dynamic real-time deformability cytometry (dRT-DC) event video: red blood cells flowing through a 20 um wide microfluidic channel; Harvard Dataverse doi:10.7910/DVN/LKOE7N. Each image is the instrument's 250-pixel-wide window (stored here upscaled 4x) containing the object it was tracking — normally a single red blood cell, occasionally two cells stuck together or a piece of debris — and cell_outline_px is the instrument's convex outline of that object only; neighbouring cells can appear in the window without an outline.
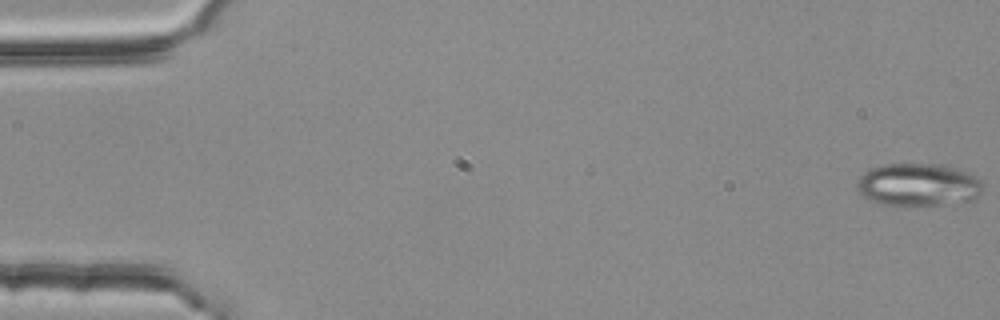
{"species": "common noctule bat (a hibernating species)", "species_latin": "Nyctalus noctula", "temperature_condition": "room temperature", "stored_images_in_passage": 55, "camera_frame_rate_fps": 3000, "um_per_image_px": 0.085, "animal": {"sex": "female", "body_mass_g": 25.1}, "frame": {"image": 1, "passage_image": 1, "time_ms": 0.0, "image_size_px": [1000, 320], "cell_outline_px": [[984, 188], [980, 196], [968, 200], [940, 204], [904, 208], [880, 204], [868, 200], [860, 192], [860, 176], [864, 172], [872, 168], [884, 164], [948, 164], [968, 172], [976, 176], [984, 184]], "centroid_in_image_um": [78.1, 15.72], "position_along_channel_um": 6.9, "area_um2": 31.91}}
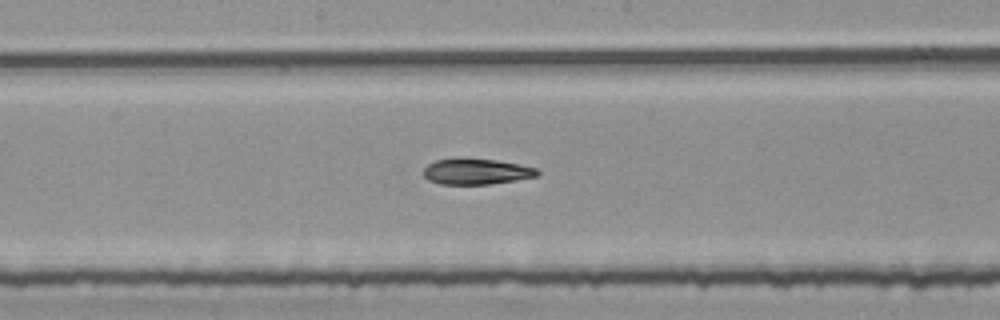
{"frame": {"image": 2, "passage_image": 29, "time_ms": 9.333, "image_size_px": [1000, 320], "cell_outline_px": [[540, 172], [536, 176], [516, 180], [488, 184], [440, 184], [428, 180], [424, 176], [424, 168], [428, 164], [436, 160], [460, 156], [496, 160], [536, 168]], "centroid_in_image_um": [40.43, 14.55], "position_along_channel_um": 207.8, "area_um2": 17.34}}
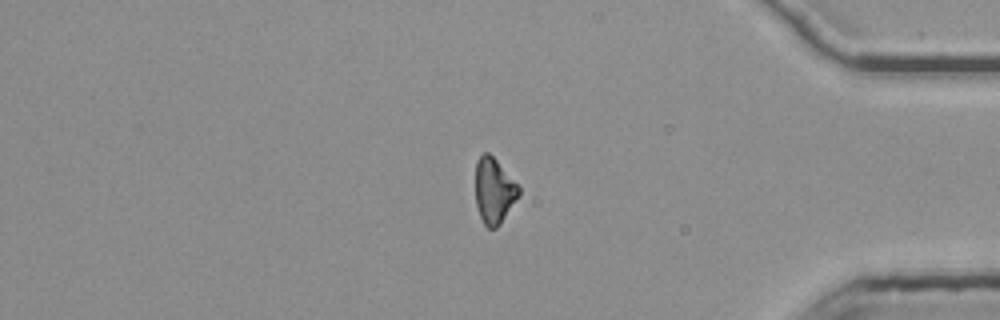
{"frame": {"image": 3, "passage_image": 46, "time_ms": 15.0, "image_size_px": [1000, 320], "cell_outline_px": [[520, 196], [500, 224], [496, 228], [488, 228], [484, 224], [480, 216], [476, 204], [476, 160], [484, 152], [488, 152], [496, 160], [520, 188]], "centroid_in_image_um": [41.99, 16.23], "position_along_channel_um": 393.2, "area_um2": 16.42}, "authors_computed_cell_mechanics": {"area_um2": 17.918, "velocity_mm_per_s": 3.8076, "shape_relaxation_time_tau1_ms": null, "shape_relaxation_time_tau2_ms": 8.345, "deformation_change_tau1": null, "deformation_change_tau2": 0.1291}}